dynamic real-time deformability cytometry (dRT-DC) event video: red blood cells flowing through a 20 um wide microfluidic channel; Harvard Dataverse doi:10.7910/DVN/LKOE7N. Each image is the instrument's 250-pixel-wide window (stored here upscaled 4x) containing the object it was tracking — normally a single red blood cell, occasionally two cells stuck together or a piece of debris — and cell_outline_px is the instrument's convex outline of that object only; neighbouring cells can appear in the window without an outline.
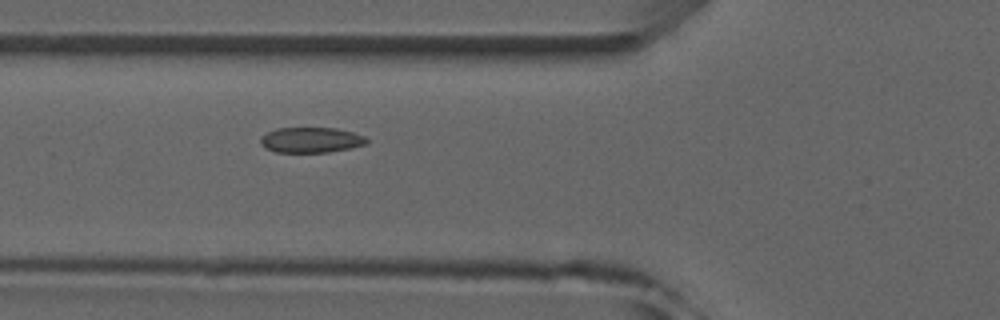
{"species": "common noctule bat (a hibernating species)", "species_latin": "Nyctalus noctula", "temperature_condition": "room temperature", "stored_images_in_passage": 4, "camera_frame_rate_fps": 3000, "um_per_image_px": 0.085, "animal": {"sex": "male", "forearm_length_mm": 52.5}, "frame": {"image": 1, "passage_image": 4, "time_ms": 3.333, "image_size_px": [1000, 320], "cell_outline_px": [[368, 144], [352, 148], [328, 152], [276, 152], [264, 148], [260, 144], [260, 136], [276, 128], [336, 128], [352, 132], [364, 136], [368, 140]], "centroid_in_image_um": [26.43, 11.9], "position_along_channel_um": 99.4, "area_um2": 15.84}}